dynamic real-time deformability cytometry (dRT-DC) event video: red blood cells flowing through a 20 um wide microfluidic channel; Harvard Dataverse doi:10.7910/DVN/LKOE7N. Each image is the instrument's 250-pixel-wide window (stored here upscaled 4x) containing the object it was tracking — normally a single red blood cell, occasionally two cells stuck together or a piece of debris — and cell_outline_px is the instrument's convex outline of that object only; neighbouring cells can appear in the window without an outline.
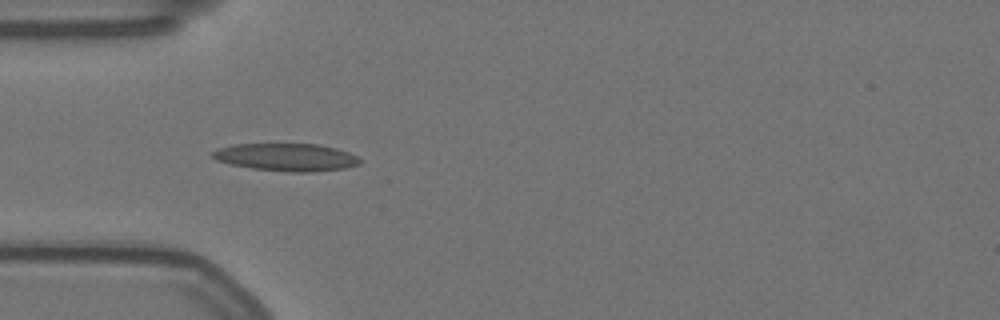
{"species": "Egyptian fruit bat (a non-hibernating species)", "species_latin": "Rousettus aegyptiacus", "temperature_condition": "warm", "stored_images_in_passage": 19, "camera_frame_rate_fps": 3000, "um_per_image_px": 0.085, "animal": {"sex": "female"}, "frame": {"image": 1, "passage_image": 4, "time_ms": 1.0, "image_size_px": [1000, 320], "cell_outline_px": [[360, 164], [344, 168], [312, 172], [288, 172], [252, 168], [232, 164], [216, 160], [212, 156], [212, 152], [220, 148], [232, 144], [320, 144], [336, 148], [348, 152], [356, 156], [360, 160]], "centroid_in_image_um": [24.35, 13.36], "position_along_channel_um": 60.6, "area_um2": 23.58}}
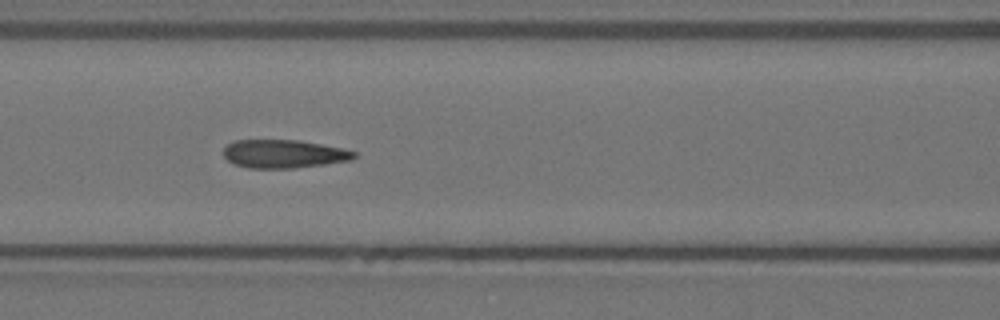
{"frame": {"image": 2, "passage_image": 11, "time_ms": 3.333, "image_size_px": [1000, 320], "cell_outline_px": [[356, 156], [352, 160], [324, 164], [292, 168], [248, 168], [236, 164], [228, 160], [224, 156], [224, 148], [228, 144], [236, 140], [300, 140], [344, 148], [356, 152]], "centroid_in_image_um": [24.15, 13.07], "position_along_channel_um": 142.4, "area_um2": 21.5}}
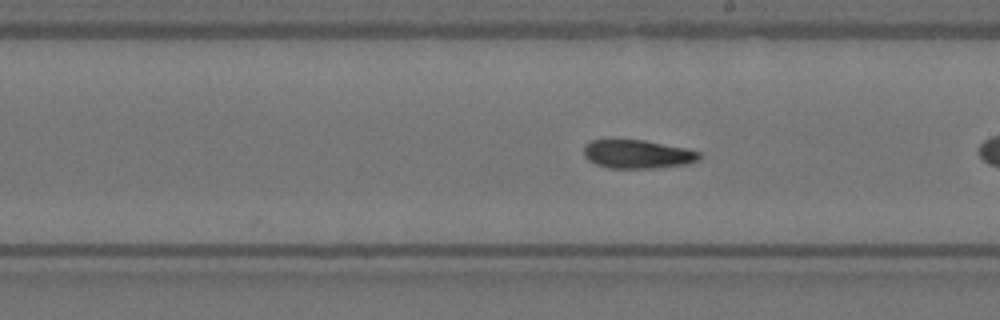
{"frame": {"image": 3, "passage_image": 16, "time_ms": 5.0, "image_size_px": [1000, 320], "cell_outline_px": [[700, 160], [688, 164], [656, 168], [608, 168], [596, 164], [588, 160], [584, 156], [584, 144], [592, 140], [644, 140], [684, 148], [700, 152]], "centroid_in_image_um": [54.18, 13.11], "position_along_channel_um": 234.8, "area_um2": 19.25}}